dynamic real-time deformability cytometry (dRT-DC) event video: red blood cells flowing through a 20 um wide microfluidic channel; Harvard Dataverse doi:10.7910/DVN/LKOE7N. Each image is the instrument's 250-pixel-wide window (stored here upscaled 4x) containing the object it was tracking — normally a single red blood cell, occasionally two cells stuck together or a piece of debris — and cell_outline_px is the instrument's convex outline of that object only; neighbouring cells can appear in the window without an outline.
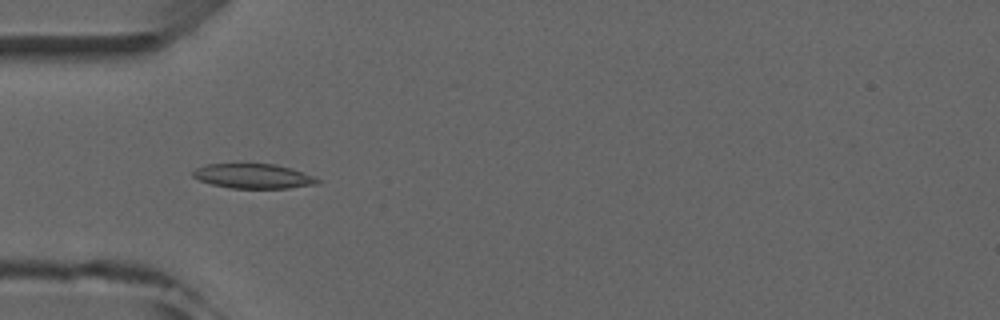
{"species": "common noctule bat (a hibernating species)", "species_latin": "Nyctalus noctula", "temperature_condition": "room temperature", "stored_images_in_passage": 6, "camera_frame_rate_fps": 3000, "um_per_image_px": 0.085, "animal": {"sex": "male", "forearm_length_mm": 52.5}, "frame": {"image": 1, "passage_image": 5, "time_ms": 4.667, "image_size_px": [1000, 320], "cell_outline_px": [[320, 184], [288, 188], [232, 188], [212, 184], [200, 180], [192, 176], [192, 172], [196, 168], [208, 164], [276, 164], [292, 168], [304, 172], [320, 180]], "centroid_in_image_um": [21.57, 14.97], "position_along_channel_um": 63.4, "area_um2": 17.86}}
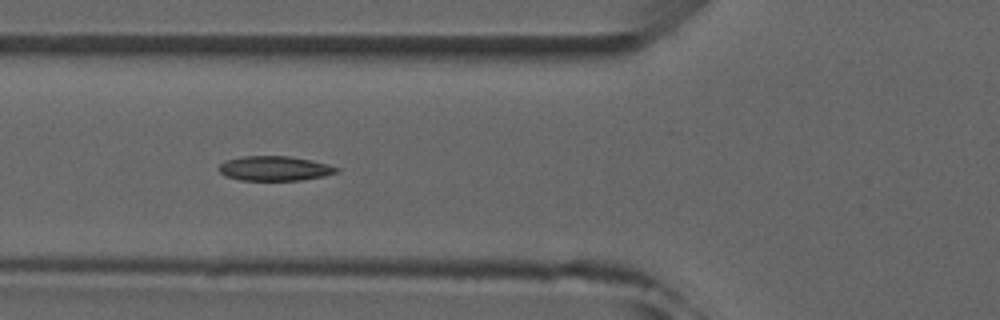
{"frame": {"image": 2, "passage_image": 6, "time_ms": 5.667, "image_size_px": [1000, 320], "cell_outline_px": [[340, 172], [324, 176], [300, 180], [240, 180], [224, 176], [216, 168], [224, 160], [244, 156], [288, 156], [312, 160], [340, 168]], "centroid_in_image_um": [23.32, 14.31], "position_along_channel_um": 102.5, "area_um2": 17.05}}